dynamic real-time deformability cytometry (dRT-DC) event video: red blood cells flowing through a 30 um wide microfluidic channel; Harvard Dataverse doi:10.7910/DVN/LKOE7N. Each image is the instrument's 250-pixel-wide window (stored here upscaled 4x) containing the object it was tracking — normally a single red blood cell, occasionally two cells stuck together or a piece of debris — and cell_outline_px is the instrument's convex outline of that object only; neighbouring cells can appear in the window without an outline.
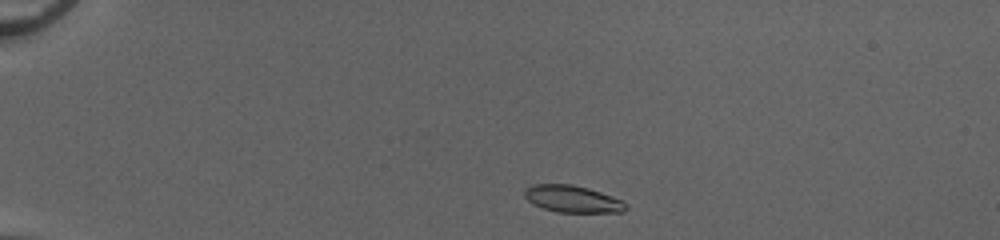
{"species": "common noctule bat (a hibernating species)", "species_latin": "Nyctalus noctula", "temperature_condition": "cold", "stored_images_in_passage": 41, "camera_frame_rate_fps": 3000, "um_per_image_px": 0.085, "animal": {"sex": "female", "body_mass_g": 20.0, "forearm_length_mm": 54.0}, "frame": {"image": 1, "passage_image": 1, "time_ms": 0.0, "image_size_px": [1000, 240], "cell_outline_px": [[628, 208], [624, 212], [556, 212], [532, 204], [524, 196], [524, 188], [532, 184], [572, 184], [588, 188], [624, 200], [628, 204]], "centroid_in_image_um": [48.68, 16.91], "position_along_channel_um": 36.3, "area_um2": 16.13}}
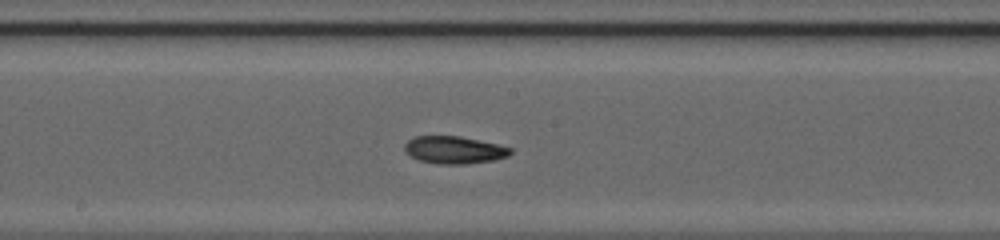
{"frame": {"image": 2, "passage_image": 19, "time_ms": 6.0, "image_size_px": [1000, 240], "cell_outline_px": [[512, 152], [508, 156], [492, 160], [464, 164], [440, 164], [420, 160], [412, 156], [404, 148], [404, 144], [408, 140], [416, 136], [460, 136], [500, 144], [512, 148]], "centroid_in_image_um": [38.64, 12.73], "position_along_channel_um": 209.6, "area_um2": 16.82}}
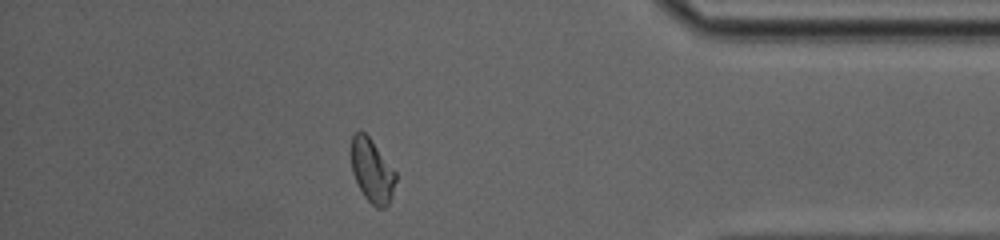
{"frame": {"image": 3, "passage_image": 35, "time_ms": 11.333, "image_size_px": [1000, 240], "cell_outline_px": [[396, 180], [392, 196], [388, 204], [384, 208], [376, 208], [364, 196], [352, 172], [352, 136], [356, 132], [364, 132], [368, 136], [396, 172]], "centroid_in_image_um": [31.64, 14.54], "position_along_channel_um": 403.6, "area_um2": 16.13}, "authors_computed_cell_mechanics": {"area_um2": 16.8198, "velocity_mm_per_s": 4.1104, "shape_relaxation_time_tau1_ms": 10.0451, "shape_relaxation_time_tau2_ms": 3.5837, "deformation_change_tau1": 0.2479, "deformation_change_tau2": 0.0881}}